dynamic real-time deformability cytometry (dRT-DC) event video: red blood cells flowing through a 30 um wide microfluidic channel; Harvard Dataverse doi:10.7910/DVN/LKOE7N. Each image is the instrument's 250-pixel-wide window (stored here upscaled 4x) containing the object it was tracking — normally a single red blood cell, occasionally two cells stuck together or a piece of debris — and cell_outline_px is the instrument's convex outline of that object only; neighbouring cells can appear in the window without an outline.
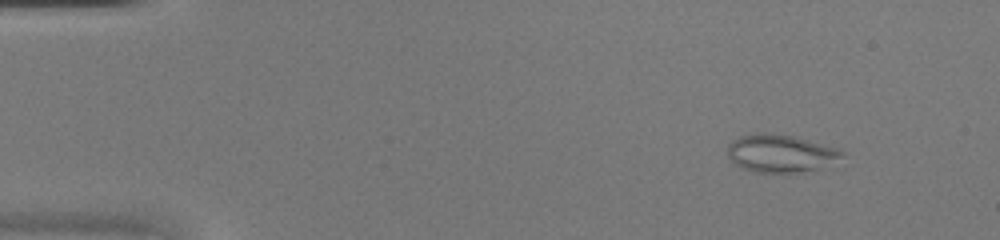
{"species": "common noctule bat (a hibernating species)", "species_latin": "Nyctalus noctula", "temperature_condition": "warm", "stored_images_in_passage": 33, "camera_frame_rate_fps": 3000, "um_per_image_px": 0.085, "animal": {"sex": "female", "body_mass_g": 20.0, "forearm_length_mm": 54.0}, "frame": {"image": 1, "passage_image": 5, "time_ms": 1.333, "image_size_px": [1000, 240], "cell_outline_px": [[844, 156], [816, 168], [800, 172], [756, 172], [740, 168], [732, 164], [728, 156], [728, 144], [732, 140], [740, 136], [756, 132], [764, 132], [796, 136], [840, 148], [844, 152]], "centroid_in_image_um": [66.29, 13.01], "position_along_channel_um": 18.7, "area_um2": 25.32}}
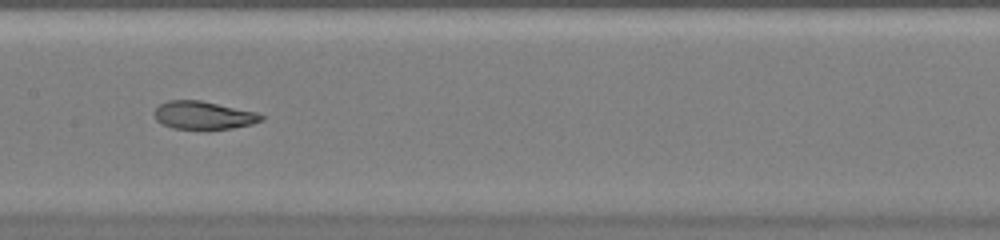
{"frame": {"image": 2, "passage_image": 24, "time_ms": 7.667, "image_size_px": [1000, 240], "cell_outline_px": [[264, 120], [252, 124], [232, 128], [172, 128], [156, 120], [156, 108], [160, 104], [168, 100], [200, 100], [256, 112], [264, 116]], "centroid_in_image_um": [17.32, 9.78], "position_along_channel_um": 190.1, "area_um2": 17.05}}
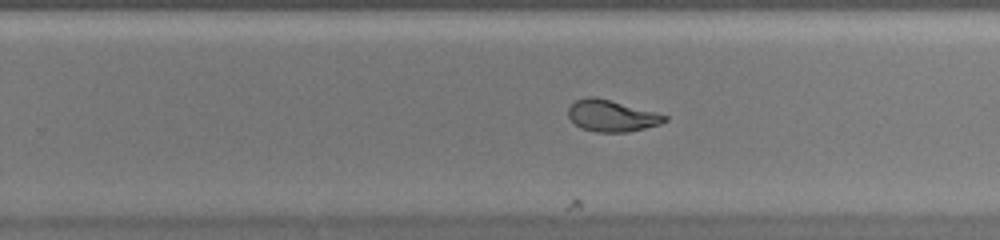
{"frame": {"image": 3, "passage_image": 30, "time_ms": 9.667, "image_size_px": [1000, 240], "cell_outline_px": [[668, 120], [660, 124], [628, 132], [596, 132], [580, 128], [568, 116], [568, 108], [576, 100], [588, 96], [596, 96], [668, 116]], "centroid_in_image_um": [51.97, 9.84], "position_along_channel_um": 277.8, "area_um2": 17.57}}